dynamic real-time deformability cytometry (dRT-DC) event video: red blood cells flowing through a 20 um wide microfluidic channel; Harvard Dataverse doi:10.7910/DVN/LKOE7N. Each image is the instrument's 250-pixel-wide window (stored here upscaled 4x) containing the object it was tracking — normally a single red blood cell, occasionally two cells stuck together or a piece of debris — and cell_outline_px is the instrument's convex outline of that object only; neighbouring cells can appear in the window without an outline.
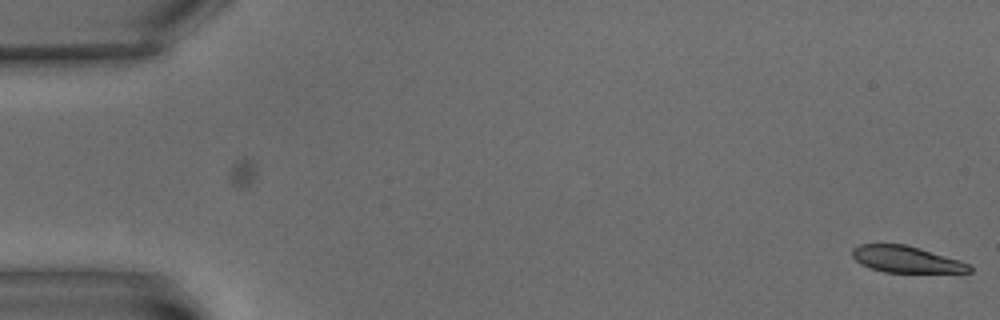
{"species": "common noctule bat (a hibernating species)", "species_latin": "Nyctalus noctula", "temperature_condition": "warm", "stored_images_in_passage": 3, "camera_frame_rate_fps": 3000, "um_per_image_px": 0.085, "animal": {"sex": "male", "body_mass_g": 15.6}, "frame": {"image": 1, "passage_image": 3, "time_ms": 2.333, "image_size_px": [1000, 320], "cell_outline_px": [[972, 272], [884, 272], [860, 264], [852, 256], [852, 248], [860, 244], [904, 244], [920, 248], [960, 260], [972, 264]], "centroid_in_image_um": [77.04, 22.04], "position_along_channel_um": 8.0, "area_um2": 18.09}}